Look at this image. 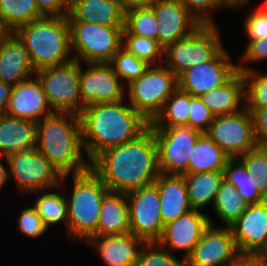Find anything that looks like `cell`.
I'll use <instances>...</instances> for the list:
<instances>
[{"label": "cell", "mask_w": 267, "mask_h": 266, "mask_svg": "<svg viewBox=\"0 0 267 266\" xmlns=\"http://www.w3.org/2000/svg\"><path fill=\"white\" fill-rule=\"evenodd\" d=\"M248 206L247 202L238 195L234 185L223 180L212 208L224 227H231Z\"/></svg>", "instance_id": "32"}, {"label": "cell", "mask_w": 267, "mask_h": 266, "mask_svg": "<svg viewBox=\"0 0 267 266\" xmlns=\"http://www.w3.org/2000/svg\"><path fill=\"white\" fill-rule=\"evenodd\" d=\"M9 178H13L20 193L58 190L63 188L69 175L60 172L36 148L7 156Z\"/></svg>", "instance_id": "9"}, {"label": "cell", "mask_w": 267, "mask_h": 266, "mask_svg": "<svg viewBox=\"0 0 267 266\" xmlns=\"http://www.w3.org/2000/svg\"><path fill=\"white\" fill-rule=\"evenodd\" d=\"M0 15L15 31L20 26L44 17L35 0H0Z\"/></svg>", "instance_id": "35"}, {"label": "cell", "mask_w": 267, "mask_h": 266, "mask_svg": "<svg viewBox=\"0 0 267 266\" xmlns=\"http://www.w3.org/2000/svg\"><path fill=\"white\" fill-rule=\"evenodd\" d=\"M200 98L215 116L243 110L246 99L242 73L237 71L225 84L202 94Z\"/></svg>", "instance_id": "26"}, {"label": "cell", "mask_w": 267, "mask_h": 266, "mask_svg": "<svg viewBox=\"0 0 267 266\" xmlns=\"http://www.w3.org/2000/svg\"><path fill=\"white\" fill-rule=\"evenodd\" d=\"M230 228L242 256H259L267 248V200L249 205Z\"/></svg>", "instance_id": "19"}, {"label": "cell", "mask_w": 267, "mask_h": 266, "mask_svg": "<svg viewBox=\"0 0 267 266\" xmlns=\"http://www.w3.org/2000/svg\"><path fill=\"white\" fill-rule=\"evenodd\" d=\"M190 94L179 87L165 101L161 112L149 123V127H188Z\"/></svg>", "instance_id": "31"}, {"label": "cell", "mask_w": 267, "mask_h": 266, "mask_svg": "<svg viewBox=\"0 0 267 266\" xmlns=\"http://www.w3.org/2000/svg\"><path fill=\"white\" fill-rule=\"evenodd\" d=\"M35 72L29 53L16 34L0 43V81L14 86Z\"/></svg>", "instance_id": "23"}, {"label": "cell", "mask_w": 267, "mask_h": 266, "mask_svg": "<svg viewBox=\"0 0 267 266\" xmlns=\"http://www.w3.org/2000/svg\"><path fill=\"white\" fill-rule=\"evenodd\" d=\"M136 266H187V259L180 260L156 242H150L141 248Z\"/></svg>", "instance_id": "40"}, {"label": "cell", "mask_w": 267, "mask_h": 266, "mask_svg": "<svg viewBox=\"0 0 267 266\" xmlns=\"http://www.w3.org/2000/svg\"><path fill=\"white\" fill-rule=\"evenodd\" d=\"M115 73L126 85L132 80L138 79L150 66L146 61L138 59L126 49L121 47L110 62Z\"/></svg>", "instance_id": "39"}, {"label": "cell", "mask_w": 267, "mask_h": 266, "mask_svg": "<svg viewBox=\"0 0 267 266\" xmlns=\"http://www.w3.org/2000/svg\"><path fill=\"white\" fill-rule=\"evenodd\" d=\"M125 9L118 0H70L67 20L124 26Z\"/></svg>", "instance_id": "24"}, {"label": "cell", "mask_w": 267, "mask_h": 266, "mask_svg": "<svg viewBox=\"0 0 267 266\" xmlns=\"http://www.w3.org/2000/svg\"><path fill=\"white\" fill-rule=\"evenodd\" d=\"M151 1L152 0H118L125 10L131 7L148 6Z\"/></svg>", "instance_id": "51"}, {"label": "cell", "mask_w": 267, "mask_h": 266, "mask_svg": "<svg viewBox=\"0 0 267 266\" xmlns=\"http://www.w3.org/2000/svg\"><path fill=\"white\" fill-rule=\"evenodd\" d=\"M72 177L73 188L66 198L67 237L86 242L97 235L101 203L110 190L90 168Z\"/></svg>", "instance_id": "5"}, {"label": "cell", "mask_w": 267, "mask_h": 266, "mask_svg": "<svg viewBox=\"0 0 267 266\" xmlns=\"http://www.w3.org/2000/svg\"><path fill=\"white\" fill-rule=\"evenodd\" d=\"M158 147V168L161 174H188L192 150L203 134L187 126L150 127Z\"/></svg>", "instance_id": "11"}, {"label": "cell", "mask_w": 267, "mask_h": 266, "mask_svg": "<svg viewBox=\"0 0 267 266\" xmlns=\"http://www.w3.org/2000/svg\"><path fill=\"white\" fill-rule=\"evenodd\" d=\"M37 123L0 115V155L5 159L8 155L36 148Z\"/></svg>", "instance_id": "25"}, {"label": "cell", "mask_w": 267, "mask_h": 266, "mask_svg": "<svg viewBox=\"0 0 267 266\" xmlns=\"http://www.w3.org/2000/svg\"><path fill=\"white\" fill-rule=\"evenodd\" d=\"M235 266H267L259 256H242Z\"/></svg>", "instance_id": "50"}, {"label": "cell", "mask_w": 267, "mask_h": 266, "mask_svg": "<svg viewBox=\"0 0 267 266\" xmlns=\"http://www.w3.org/2000/svg\"><path fill=\"white\" fill-rule=\"evenodd\" d=\"M154 184L159 193L160 212L164 225L193 210L183 175L160 173Z\"/></svg>", "instance_id": "22"}, {"label": "cell", "mask_w": 267, "mask_h": 266, "mask_svg": "<svg viewBox=\"0 0 267 266\" xmlns=\"http://www.w3.org/2000/svg\"><path fill=\"white\" fill-rule=\"evenodd\" d=\"M15 34L24 43L36 71L45 67L63 65L73 60L70 28L66 16H44L20 26Z\"/></svg>", "instance_id": "4"}, {"label": "cell", "mask_w": 267, "mask_h": 266, "mask_svg": "<svg viewBox=\"0 0 267 266\" xmlns=\"http://www.w3.org/2000/svg\"><path fill=\"white\" fill-rule=\"evenodd\" d=\"M158 26L156 14L149 5L131 7L125 10L122 34L139 35L157 40Z\"/></svg>", "instance_id": "34"}, {"label": "cell", "mask_w": 267, "mask_h": 266, "mask_svg": "<svg viewBox=\"0 0 267 266\" xmlns=\"http://www.w3.org/2000/svg\"><path fill=\"white\" fill-rule=\"evenodd\" d=\"M12 85L0 81V115L5 114L9 105Z\"/></svg>", "instance_id": "48"}, {"label": "cell", "mask_w": 267, "mask_h": 266, "mask_svg": "<svg viewBox=\"0 0 267 266\" xmlns=\"http://www.w3.org/2000/svg\"><path fill=\"white\" fill-rule=\"evenodd\" d=\"M15 34V30L10 24L0 15V43L10 39Z\"/></svg>", "instance_id": "49"}, {"label": "cell", "mask_w": 267, "mask_h": 266, "mask_svg": "<svg viewBox=\"0 0 267 266\" xmlns=\"http://www.w3.org/2000/svg\"><path fill=\"white\" fill-rule=\"evenodd\" d=\"M241 257L231 228L210 224L187 258V266H235Z\"/></svg>", "instance_id": "14"}, {"label": "cell", "mask_w": 267, "mask_h": 266, "mask_svg": "<svg viewBox=\"0 0 267 266\" xmlns=\"http://www.w3.org/2000/svg\"><path fill=\"white\" fill-rule=\"evenodd\" d=\"M189 12L201 25H217L211 12L217 8H227L223 0H181Z\"/></svg>", "instance_id": "43"}, {"label": "cell", "mask_w": 267, "mask_h": 266, "mask_svg": "<svg viewBox=\"0 0 267 266\" xmlns=\"http://www.w3.org/2000/svg\"><path fill=\"white\" fill-rule=\"evenodd\" d=\"M130 232L129 203L125 193L109 191L99 213L97 235H117Z\"/></svg>", "instance_id": "27"}, {"label": "cell", "mask_w": 267, "mask_h": 266, "mask_svg": "<svg viewBox=\"0 0 267 266\" xmlns=\"http://www.w3.org/2000/svg\"><path fill=\"white\" fill-rule=\"evenodd\" d=\"M206 134L230 158H238L258 145L252 114L246 107L236 113L215 116Z\"/></svg>", "instance_id": "12"}, {"label": "cell", "mask_w": 267, "mask_h": 266, "mask_svg": "<svg viewBox=\"0 0 267 266\" xmlns=\"http://www.w3.org/2000/svg\"><path fill=\"white\" fill-rule=\"evenodd\" d=\"M142 238L131 232L117 235H93L86 241L100 255L108 266H136L141 248L145 245Z\"/></svg>", "instance_id": "21"}, {"label": "cell", "mask_w": 267, "mask_h": 266, "mask_svg": "<svg viewBox=\"0 0 267 266\" xmlns=\"http://www.w3.org/2000/svg\"><path fill=\"white\" fill-rule=\"evenodd\" d=\"M53 113L55 112L49 105L42 84L36 75L12 86L6 115L38 123Z\"/></svg>", "instance_id": "20"}, {"label": "cell", "mask_w": 267, "mask_h": 266, "mask_svg": "<svg viewBox=\"0 0 267 266\" xmlns=\"http://www.w3.org/2000/svg\"><path fill=\"white\" fill-rule=\"evenodd\" d=\"M0 158H1V155H0ZM5 162L7 163V167H5L6 163L4 165L2 158L0 159V191L9 179V170L7 169L8 168L7 157H5Z\"/></svg>", "instance_id": "52"}, {"label": "cell", "mask_w": 267, "mask_h": 266, "mask_svg": "<svg viewBox=\"0 0 267 266\" xmlns=\"http://www.w3.org/2000/svg\"><path fill=\"white\" fill-rule=\"evenodd\" d=\"M183 176L193 210L202 211L209 204L213 206L224 180L223 171L188 173Z\"/></svg>", "instance_id": "28"}, {"label": "cell", "mask_w": 267, "mask_h": 266, "mask_svg": "<svg viewBox=\"0 0 267 266\" xmlns=\"http://www.w3.org/2000/svg\"><path fill=\"white\" fill-rule=\"evenodd\" d=\"M212 223L209 216L202 211L192 210L164 225L161 237L156 243L171 253L182 250L183 258L187 259L203 232Z\"/></svg>", "instance_id": "18"}, {"label": "cell", "mask_w": 267, "mask_h": 266, "mask_svg": "<svg viewBox=\"0 0 267 266\" xmlns=\"http://www.w3.org/2000/svg\"><path fill=\"white\" fill-rule=\"evenodd\" d=\"M230 157L206 134L197 140L189 158L188 173L224 171Z\"/></svg>", "instance_id": "29"}, {"label": "cell", "mask_w": 267, "mask_h": 266, "mask_svg": "<svg viewBox=\"0 0 267 266\" xmlns=\"http://www.w3.org/2000/svg\"><path fill=\"white\" fill-rule=\"evenodd\" d=\"M259 257L266 263L267 265V248L259 255Z\"/></svg>", "instance_id": "55"}, {"label": "cell", "mask_w": 267, "mask_h": 266, "mask_svg": "<svg viewBox=\"0 0 267 266\" xmlns=\"http://www.w3.org/2000/svg\"><path fill=\"white\" fill-rule=\"evenodd\" d=\"M82 70L80 62V94L82 110L96 104L123 101L126 85L115 73L110 63H86Z\"/></svg>", "instance_id": "15"}, {"label": "cell", "mask_w": 267, "mask_h": 266, "mask_svg": "<svg viewBox=\"0 0 267 266\" xmlns=\"http://www.w3.org/2000/svg\"><path fill=\"white\" fill-rule=\"evenodd\" d=\"M149 6L159 23L157 41L163 49L202 26L181 0H152Z\"/></svg>", "instance_id": "17"}, {"label": "cell", "mask_w": 267, "mask_h": 266, "mask_svg": "<svg viewBox=\"0 0 267 266\" xmlns=\"http://www.w3.org/2000/svg\"><path fill=\"white\" fill-rule=\"evenodd\" d=\"M39 12L47 17H65L69 14L70 0H35Z\"/></svg>", "instance_id": "46"}, {"label": "cell", "mask_w": 267, "mask_h": 266, "mask_svg": "<svg viewBox=\"0 0 267 266\" xmlns=\"http://www.w3.org/2000/svg\"><path fill=\"white\" fill-rule=\"evenodd\" d=\"M252 114L254 134L258 145L267 144V108L249 111Z\"/></svg>", "instance_id": "47"}, {"label": "cell", "mask_w": 267, "mask_h": 266, "mask_svg": "<svg viewBox=\"0 0 267 266\" xmlns=\"http://www.w3.org/2000/svg\"><path fill=\"white\" fill-rule=\"evenodd\" d=\"M242 75L245 82L246 109L256 111L267 108V73L252 68Z\"/></svg>", "instance_id": "37"}, {"label": "cell", "mask_w": 267, "mask_h": 266, "mask_svg": "<svg viewBox=\"0 0 267 266\" xmlns=\"http://www.w3.org/2000/svg\"><path fill=\"white\" fill-rule=\"evenodd\" d=\"M43 192L39 195L40 191L32 192L36 194L37 199L33 203V206L41 216L43 223L49 229L52 225L59 224V222H66V234H67V222H68V210L65 194H59L57 192H51L50 189L47 192ZM39 195V196H38Z\"/></svg>", "instance_id": "33"}, {"label": "cell", "mask_w": 267, "mask_h": 266, "mask_svg": "<svg viewBox=\"0 0 267 266\" xmlns=\"http://www.w3.org/2000/svg\"><path fill=\"white\" fill-rule=\"evenodd\" d=\"M265 59H267V36L248 42L245 52L239 58L241 64H237V70L241 73L249 72L252 70V67H248L245 64L259 63Z\"/></svg>", "instance_id": "44"}, {"label": "cell", "mask_w": 267, "mask_h": 266, "mask_svg": "<svg viewBox=\"0 0 267 266\" xmlns=\"http://www.w3.org/2000/svg\"><path fill=\"white\" fill-rule=\"evenodd\" d=\"M223 173L224 180L234 185L238 195L248 205L260 204L267 200L258 190L255 178L248 173L247 168L238 158H230Z\"/></svg>", "instance_id": "30"}, {"label": "cell", "mask_w": 267, "mask_h": 266, "mask_svg": "<svg viewBox=\"0 0 267 266\" xmlns=\"http://www.w3.org/2000/svg\"><path fill=\"white\" fill-rule=\"evenodd\" d=\"M67 21L70 28L71 52H75L72 56L78 62L83 60L85 63H110L122 47L124 26Z\"/></svg>", "instance_id": "7"}, {"label": "cell", "mask_w": 267, "mask_h": 266, "mask_svg": "<svg viewBox=\"0 0 267 266\" xmlns=\"http://www.w3.org/2000/svg\"><path fill=\"white\" fill-rule=\"evenodd\" d=\"M90 169L113 192L126 194L153 184L160 174L153 130L148 127L136 139L102 151Z\"/></svg>", "instance_id": "1"}, {"label": "cell", "mask_w": 267, "mask_h": 266, "mask_svg": "<svg viewBox=\"0 0 267 266\" xmlns=\"http://www.w3.org/2000/svg\"><path fill=\"white\" fill-rule=\"evenodd\" d=\"M228 51L223 48L212 60L195 65L178 77V87L192 96H201L225 84L236 72Z\"/></svg>", "instance_id": "16"}, {"label": "cell", "mask_w": 267, "mask_h": 266, "mask_svg": "<svg viewBox=\"0 0 267 266\" xmlns=\"http://www.w3.org/2000/svg\"><path fill=\"white\" fill-rule=\"evenodd\" d=\"M217 25H202L186 38L176 40L164 49L163 63L179 77L195 65L212 60L222 49Z\"/></svg>", "instance_id": "8"}, {"label": "cell", "mask_w": 267, "mask_h": 266, "mask_svg": "<svg viewBox=\"0 0 267 266\" xmlns=\"http://www.w3.org/2000/svg\"><path fill=\"white\" fill-rule=\"evenodd\" d=\"M122 47L138 59L146 61L149 65H157V63L159 65L164 61V58H162L164 57V49L155 39L133 34H122Z\"/></svg>", "instance_id": "36"}, {"label": "cell", "mask_w": 267, "mask_h": 266, "mask_svg": "<svg viewBox=\"0 0 267 266\" xmlns=\"http://www.w3.org/2000/svg\"><path fill=\"white\" fill-rule=\"evenodd\" d=\"M238 159L245 165L248 173L255 178L258 190L267 199V147L257 145Z\"/></svg>", "instance_id": "38"}, {"label": "cell", "mask_w": 267, "mask_h": 266, "mask_svg": "<svg viewBox=\"0 0 267 266\" xmlns=\"http://www.w3.org/2000/svg\"><path fill=\"white\" fill-rule=\"evenodd\" d=\"M244 26L249 41L264 38L267 36V15L255 7L245 18Z\"/></svg>", "instance_id": "45"}, {"label": "cell", "mask_w": 267, "mask_h": 266, "mask_svg": "<svg viewBox=\"0 0 267 266\" xmlns=\"http://www.w3.org/2000/svg\"><path fill=\"white\" fill-rule=\"evenodd\" d=\"M129 203L130 232L146 243L157 242L163 232L160 198L153 183L126 193Z\"/></svg>", "instance_id": "13"}, {"label": "cell", "mask_w": 267, "mask_h": 266, "mask_svg": "<svg viewBox=\"0 0 267 266\" xmlns=\"http://www.w3.org/2000/svg\"><path fill=\"white\" fill-rule=\"evenodd\" d=\"M256 9L259 10L262 14L267 15V0H264V5L259 6Z\"/></svg>", "instance_id": "54"}, {"label": "cell", "mask_w": 267, "mask_h": 266, "mask_svg": "<svg viewBox=\"0 0 267 266\" xmlns=\"http://www.w3.org/2000/svg\"><path fill=\"white\" fill-rule=\"evenodd\" d=\"M19 231L27 237L37 238L42 236L48 228L43 223L41 216L34 206L24 208L17 219Z\"/></svg>", "instance_id": "42"}, {"label": "cell", "mask_w": 267, "mask_h": 266, "mask_svg": "<svg viewBox=\"0 0 267 266\" xmlns=\"http://www.w3.org/2000/svg\"><path fill=\"white\" fill-rule=\"evenodd\" d=\"M250 0H223L224 5L227 7V9H233L235 7H245L247 6Z\"/></svg>", "instance_id": "53"}, {"label": "cell", "mask_w": 267, "mask_h": 266, "mask_svg": "<svg viewBox=\"0 0 267 266\" xmlns=\"http://www.w3.org/2000/svg\"><path fill=\"white\" fill-rule=\"evenodd\" d=\"M36 149L62 176L81 174L90 168L84 157L78 114L55 112L39 121Z\"/></svg>", "instance_id": "3"}, {"label": "cell", "mask_w": 267, "mask_h": 266, "mask_svg": "<svg viewBox=\"0 0 267 266\" xmlns=\"http://www.w3.org/2000/svg\"><path fill=\"white\" fill-rule=\"evenodd\" d=\"M126 86V101L151 123L178 88V77L164 63L150 65L144 74Z\"/></svg>", "instance_id": "6"}, {"label": "cell", "mask_w": 267, "mask_h": 266, "mask_svg": "<svg viewBox=\"0 0 267 266\" xmlns=\"http://www.w3.org/2000/svg\"><path fill=\"white\" fill-rule=\"evenodd\" d=\"M190 113L188 117V127L206 133L215 115L203 103L199 96L190 94Z\"/></svg>", "instance_id": "41"}, {"label": "cell", "mask_w": 267, "mask_h": 266, "mask_svg": "<svg viewBox=\"0 0 267 266\" xmlns=\"http://www.w3.org/2000/svg\"><path fill=\"white\" fill-rule=\"evenodd\" d=\"M124 102L92 104L79 114L81 142L88 162L108 148L136 139L149 127L129 102Z\"/></svg>", "instance_id": "2"}, {"label": "cell", "mask_w": 267, "mask_h": 266, "mask_svg": "<svg viewBox=\"0 0 267 266\" xmlns=\"http://www.w3.org/2000/svg\"><path fill=\"white\" fill-rule=\"evenodd\" d=\"M35 75L54 112L78 115L82 112L80 62L73 59L63 65L45 67L37 70Z\"/></svg>", "instance_id": "10"}]
</instances>
